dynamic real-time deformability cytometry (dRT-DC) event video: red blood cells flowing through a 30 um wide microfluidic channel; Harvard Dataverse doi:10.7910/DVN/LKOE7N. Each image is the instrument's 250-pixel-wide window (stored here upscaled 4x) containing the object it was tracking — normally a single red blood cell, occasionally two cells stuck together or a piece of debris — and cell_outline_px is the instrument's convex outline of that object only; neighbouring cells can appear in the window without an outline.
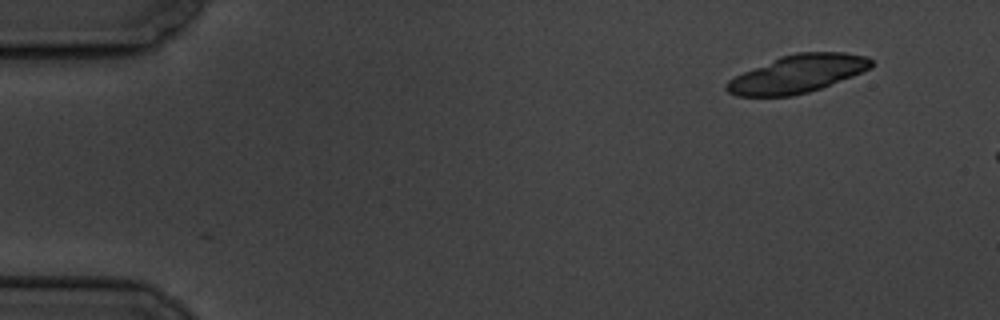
{"species": "common noctule bat (a hibernating species)", "species_latin": "Nyctalus noctula", "temperature_condition": "cold", "stored_images_in_passage": 7, "camera_frame_rate_fps": 3000, "um_per_image_px": 0.085, "animal": {"sex": "male", "body_mass_g": 19.5, "forearm_length_mm": 54.6}, "frame": {"image": 1, "passage_image": 1, "time_ms": 0.0, "image_size_px": [1000, 320], "cell_outline_px": [[872, 68], [852, 76], [820, 88], [808, 92], [792, 96], [736, 96], [728, 92], [724, 88], [724, 84], [728, 80], [744, 72], [780, 56], [796, 52], [844, 52], [864, 56], [872, 60]], "centroid_in_image_um": [67.77, 6.28], "position_along_channel_um": 17.2, "area_um2": 31.67}}